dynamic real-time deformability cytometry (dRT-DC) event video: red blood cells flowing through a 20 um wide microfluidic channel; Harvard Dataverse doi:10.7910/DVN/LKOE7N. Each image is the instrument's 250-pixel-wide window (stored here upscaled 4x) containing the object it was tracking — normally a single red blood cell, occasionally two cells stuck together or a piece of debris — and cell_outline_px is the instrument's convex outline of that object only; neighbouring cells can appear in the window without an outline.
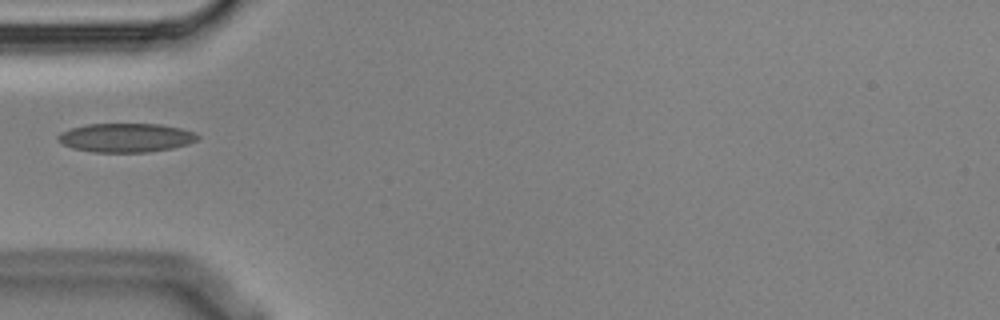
{"species": "Egyptian fruit bat (a non-hibernating species)", "species_latin": "Rousettus aegyptiacus", "temperature_condition": "cold", "stored_images_in_passage": 2, "camera_frame_rate_fps": 3000, "um_per_image_px": 0.085, "animal": {"sex": "male"}, "frame": {"image": 1, "passage_image": 2, "time_ms": 0.333, "image_size_px": [1000, 320], "cell_outline_px": [[200, 136], [196, 140], [188, 144], [172, 148], [148, 152], [92, 152], [72, 148], [64, 144], [56, 136], [60, 132], [72, 128], [88, 124], [160, 124], [180, 128], [192, 132]], "centroid_in_image_um": [10.7, 11.7], "position_along_channel_um": 74.3, "area_um2": 23.35}}